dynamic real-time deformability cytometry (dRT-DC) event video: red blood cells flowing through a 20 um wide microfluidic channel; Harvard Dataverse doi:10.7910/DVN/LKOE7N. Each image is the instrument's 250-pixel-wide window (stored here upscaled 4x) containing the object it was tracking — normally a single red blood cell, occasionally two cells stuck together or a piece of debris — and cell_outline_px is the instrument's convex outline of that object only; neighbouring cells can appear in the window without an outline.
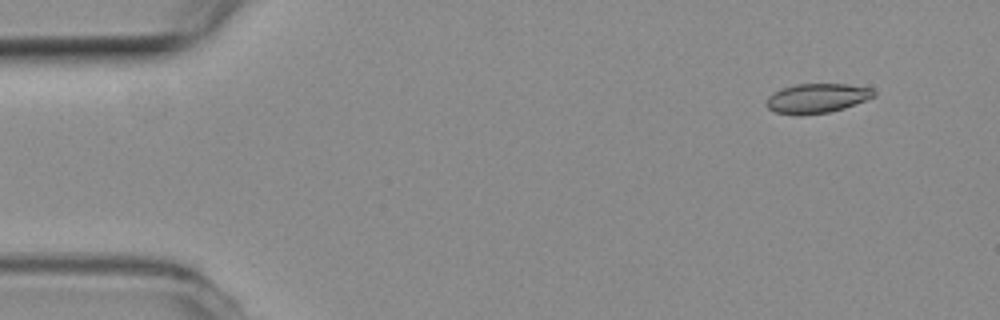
{"species": "common noctule bat (a hibernating species)", "species_latin": "Nyctalus noctula", "temperature_condition": "room temperature", "stored_images_in_passage": 6, "camera_frame_rate_fps": 3000, "um_per_image_px": 0.085, "animal": {"sex": "female", "body_mass_g": 19.3, "forearm_length_mm": 54.1}, "frame": {"image": 1, "passage_image": 2, "time_ms": 0.333, "image_size_px": [1000, 320], "cell_outline_px": [[876, 96], [844, 108], [828, 112], [800, 116], [796, 116], [776, 112], [768, 108], [764, 104], [768, 96], [772, 92], [780, 88], [796, 84], [848, 84], [872, 88], [876, 92]], "centroid_in_image_um": [69.4, 8.35], "position_along_channel_um": 15.6, "area_um2": 18.79}}
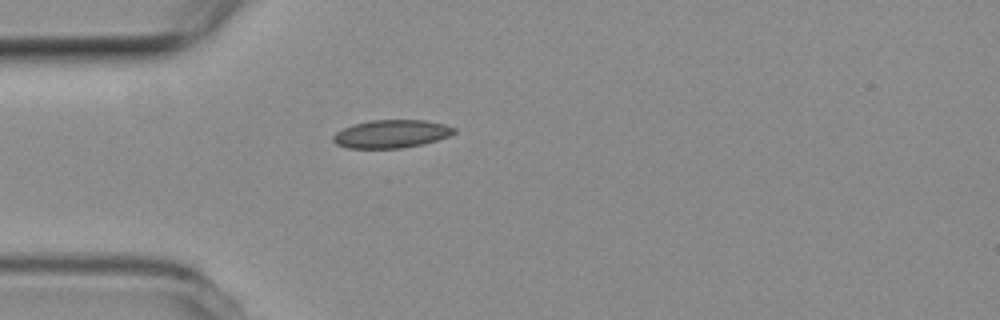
{"frame": {"image": 2, "passage_image": 5, "time_ms": 1.333, "image_size_px": [1000, 320], "cell_outline_px": [[456, 132], [448, 136], [424, 144], [400, 148], [348, 148], [336, 144], [332, 140], [332, 136], [336, 132], [352, 124], [372, 120], [424, 120], [444, 124], [456, 128]], "centroid_in_image_um": [33.25, 11.38], "position_along_channel_um": 51.8, "area_um2": 19.77}}